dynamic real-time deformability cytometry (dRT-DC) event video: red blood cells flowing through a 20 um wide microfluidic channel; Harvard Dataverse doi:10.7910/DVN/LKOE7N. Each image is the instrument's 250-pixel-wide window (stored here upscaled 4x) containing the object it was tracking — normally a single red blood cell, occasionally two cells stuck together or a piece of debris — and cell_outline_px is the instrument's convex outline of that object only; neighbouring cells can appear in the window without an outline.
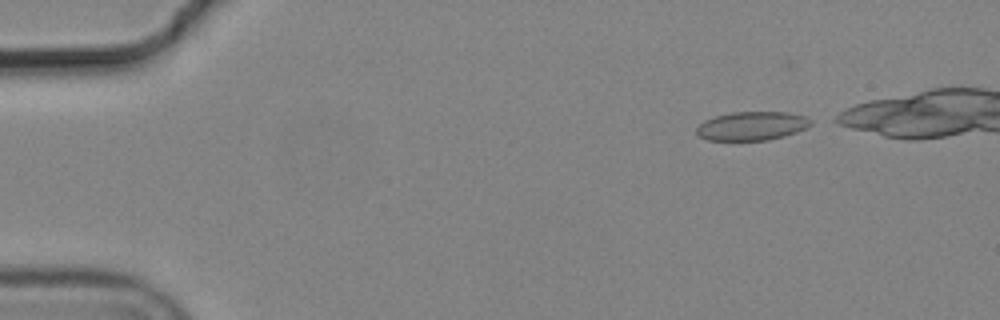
{"species": "common noctule bat (a hibernating species)", "species_latin": "Nyctalus noctula", "temperature_condition": "cold", "stored_images_in_passage": 10, "camera_frame_rate_fps": 3000, "um_per_image_px": 0.085, "animal": {"sex": "male", "body_mass_g": 19.2, "forearm_length_mm": 51.8}, "frame": {"image": 1, "passage_image": 1, "time_ms": 0.0, "image_size_px": [1000, 320], "cell_outline_px": [[812, 124], [808, 128], [784, 136], [768, 140], [708, 140], [700, 136], [696, 132], [696, 128], [704, 120], [716, 116], [732, 112], [788, 112], [804, 116], [812, 120]], "centroid_in_image_um": [63.94, 10.7], "position_along_channel_um": 21.1, "area_um2": 19.13}}
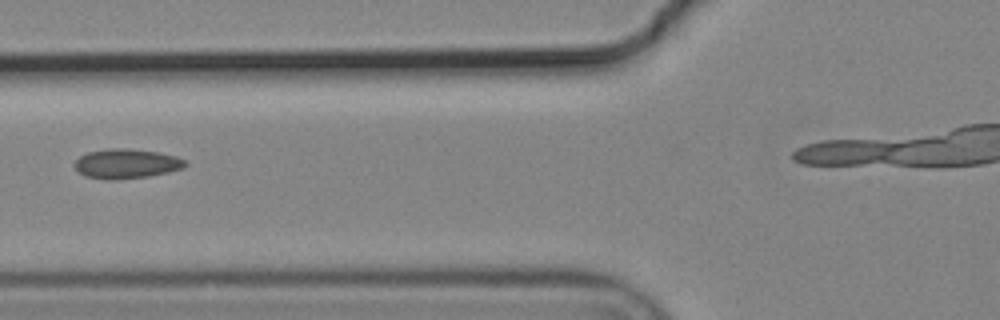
{"frame": {"image": 2, "passage_image": 5, "time_ms": 1.333, "image_size_px": [1000, 320], "cell_outline_px": [[188, 164], [184, 168], [168, 172], [148, 176], [116, 180], [108, 180], [84, 176], [72, 164], [80, 156], [88, 152], [108, 148], [124, 148], [156, 152], [176, 156], [184, 160]], "centroid_in_image_um": [10.73, 13.92], "position_along_channel_um": 115.1, "area_um2": 19.07}}